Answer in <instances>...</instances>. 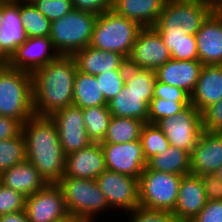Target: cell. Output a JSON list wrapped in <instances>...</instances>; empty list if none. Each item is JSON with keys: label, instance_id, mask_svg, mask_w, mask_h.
Returning a JSON list of instances; mask_svg holds the SVG:
<instances>
[{"label": "cell", "instance_id": "cell-1", "mask_svg": "<svg viewBox=\"0 0 222 222\" xmlns=\"http://www.w3.org/2000/svg\"><path fill=\"white\" fill-rule=\"evenodd\" d=\"M76 72L74 58L59 55L32 73L35 116H50L61 108L73 105Z\"/></svg>", "mask_w": 222, "mask_h": 222}, {"label": "cell", "instance_id": "cell-2", "mask_svg": "<svg viewBox=\"0 0 222 222\" xmlns=\"http://www.w3.org/2000/svg\"><path fill=\"white\" fill-rule=\"evenodd\" d=\"M26 159L47 183H57L65 174L66 155L55 123L49 116H33L22 125Z\"/></svg>", "mask_w": 222, "mask_h": 222}, {"label": "cell", "instance_id": "cell-3", "mask_svg": "<svg viewBox=\"0 0 222 222\" xmlns=\"http://www.w3.org/2000/svg\"><path fill=\"white\" fill-rule=\"evenodd\" d=\"M34 115L32 73L9 66L0 69V116L24 124Z\"/></svg>", "mask_w": 222, "mask_h": 222}, {"label": "cell", "instance_id": "cell-4", "mask_svg": "<svg viewBox=\"0 0 222 222\" xmlns=\"http://www.w3.org/2000/svg\"><path fill=\"white\" fill-rule=\"evenodd\" d=\"M141 29L135 21L110 9L98 15L90 46L102 51L119 53L127 59Z\"/></svg>", "mask_w": 222, "mask_h": 222}, {"label": "cell", "instance_id": "cell-5", "mask_svg": "<svg viewBox=\"0 0 222 222\" xmlns=\"http://www.w3.org/2000/svg\"><path fill=\"white\" fill-rule=\"evenodd\" d=\"M97 15L73 9L58 20L51 22L49 37L54 50L63 56L90 45Z\"/></svg>", "mask_w": 222, "mask_h": 222}, {"label": "cell", "instance_id": "cell-6", "mask_svg": "<svg viewBox=\"0 0 222 222\" xmlns=\"http://www.w3.org/2000/svg\"><path fill=\"white\" fill-rule=\"evenodd\" d=\"M57 185L62 190L69 214L83 216L94 222L97 213L110 211L105 195L95 179L62 177Z\"/></svg>", "mask_w": 222, "mask_h": 222}, {"label": "cell", "instance_id": "cell-7", "mask_svg": "<svg viewBox=\"0 0 222 222\" xmlns=\"http://www.w3.org/2000/svg\"><path fill=\"white\" fill-rule=\"evenodd\" d=\"M182 175L150 170L139 177V206L150 210L173 211Z\"/></svg>", "mask_w": 222, "mask_h": 222}, {"label": "cell", "instance_id": "cell-8", "mask_svg": "<svg viewBox=\"0 0 222 222\" xmlns=\"http://www.w3.org/2000/svg\"><path fill=\"white\" fill-rule=\"evenodd\" d=\"M212 12L208 0H167L153 27H179L195 35Z\"/></svg>", "mask_w": 222, "mask_h": 222}, {"label": "cell", "instance_id": "cell-9", "mask_svg": "<svg viewBox=\"0 0 222 222\" xmlns=\"http://www.w3.org/2000/svg\"><path fill=\"white\" fill-rule=\"evenodd\" d=\"M171 146L192 153L203 131L201 112L192 104L156 124Z\"/></svg>", "mask_w": 222, "mask_h": 222}, {"label": "cell", "instance_id": "cell-10", "mask_svg": "<svg viewBox=\"0 0 222 222\" xmlns=\"http://www.w3.org/2000/svg\"><path fill=\"white\" fill-rule=\"evenodd\" d=\"M95 180L110 208H121L128 214L139 207L138 178L106 169Z\"/></svg>", "mask_w": 222, "mask_h": 222}, {"label": "cell", "instance_id": "cell-11", "mask_svg": "<svg viewBox=\"0 0 222 222\" xmlns=\"http://www.w3.org/2000/svg\"><path fill=\"white\" fill-rule=\"evenodd\" d=\"M55 123L65 155L87 148L93 142L86 132L82 109L74 105L55 111L49 116Z\"/></svg>", "mask_w": 222, "mask_h": 222}, {"label": "cell", "instance_id": "cell-12", "mask_svg": "<svg viewBox=\"0 0 222 222\" xmlns=\"http://www.w3.org/2000/svg\"><path fill=\"white\" fill-rule=\"evenodd\" d=\"M171 52L153 27L142 28L127 58L129 67L156 71L171 59Z\"/></svg>", "mask_w": 222, "mask_h": 222}, {"label": "cell", "instance_id": "cell-13", "mask_svg": "<svg viewBox=\"0 0 222 222\" xmlns=\"http://www.w3.org/2000/svg\"><path fill=\"white\" fill-rule=\"evenodd\" d=\"M29 222H56L68 214L61 188L48 183L42 190L26 197Z\"/></svg>", "mask_w": 222, "mask_h": 222}, {"label": "cell", "instance_id": "cell-14", "mask_svg": "<svg viewBox=\"0 0 222 222\" xmlns=\"http://www.w3.org/2000/svg\"><path fill=\"white\" fill-rule=\"evenodd\" d=\"M106 169L138 178L147 166L140 140L122 144L101 143Z\"/></svg>", "mask_w": 222, "mask_h": 222}, {"label": "cell", "instance_id": "cell-15", "mask_svg": "<svg viewBox=\"0 0 222 222\" xmlns=\"http://www.w3.org/2000/svg\"><path fill=\"white\" fill-rule=\"evenodd\" d=\"M58 56L50 37H27L8 60V66L33 73L38 68L54 61Z\"/></svg>", "mask_w": 222, "mask_h": 222}, {"label": "cell", "instance_id": "cell-16", "mask_svg": "<svg viewBox=\"0 0 222 222\" xmlns=\"http://www.w3.org/2000/svg\"><path fill=\"white\" fill-rule=\"evenodd\" d=\"M222 165V132L203 130L191 153L190 174H216Z\"/></svg>", "mask_w": 222, "mask_h": 222}, {"label": "cell", "instance_id": "cell-17", "mask_svg": "<svg viewBox=\"0 0 222 222\" xmlns=\"http://www.w3.org/2000/svg\"><path fill=\"white\" fill-rule=\"evenodd\" d=\"M198 60L203 65H222V13L212 12L195 34Z\"/></svg>", "mask_w": 222, "mask_h": 222}, {"label": "cell", "instance_id": "cell-18", "mask_svg": "<svg viewBox=\"0 0 222 222\" xmlns=\"http://www.w3.org/2000/svg\"><path fill=\"white\" fill-rule=\"evenodd\" d=\"M106 170L105 155L101 143L66 155L63 177L96 179Z\"/></svg>", "mask_w": 222, "mask_h": 222}, {"label": "cell", "instance_id": "cell-19", "mask_svg": "<svg viewBox=\"0 0 222 222\" xmlns=\"http://www.w3.org/2000/svg\"><path fill=\"white\" fill-rule=\"evenodd\" d=\"M204 185L200 176L185 175L180 182L177 203L172 213L176 220L191 221L206 205Z\"/></svg>", "mask_w": 222, "mask_h": 222}, {"label": "cell", "instance_id": "cell-20", "mask_svg": "<svg viewBox=\"0 0 222 222\" xmlns=\"http://www.w3.org/2000/svg\"><path fill=\"white\" fill-rule=\"evenodd\" d=\"M203 66L199 60L181 61L171 58L160 66L155 73L158 81L179 87L191 95Z\"/></svg>", "mask_w": 222, "mask_h": 222}, {"label": "cell", "instance_id": "cell-21", "mask_svg": "<svg viewBox=\"0 0 222 222\" xmlns=\"http://www.w3.org/2000/svg\"><path fill=\"white\" fill-rule=\"evenodd\" d=\"M72 57L76 61L77 70L96 76L112 70H127V59L113 51H102L90 45L76 51Z\"/></svg>", "mask_w": 222, "mask_h": 222}, {"label": "cell", "instance_id": "cell-22", "mask_svg": "<svg viewBox=\"0 0 222 222\" xmlns=\"http://www.w3.org/2000/svg\"><path fill=\"white\" fill-rule=\"evenodd\" d=\"M27 39L20 15V3H2L0 52L9 60L17 47Z\"/></svg>", "mask_w": 222, "mask_h": 222}, {"label": "cell", "instance_id": "cell-23", "mask_svg": "<svg viewBox=\"0 0 222 222\" xmlns=\"http://www.w3.org/2000/svg\"><path fill=\"white\" fill-rule=\"evenodd\" d=\"M190 100L200 112L222 100V65L203 66Z\"/></svg>", "mask_w": 222, "mask_h": 222}, {"label": "cell", "instance_id": "cell-24", "mask_svg": "<svg viewBox=\"0 0 222 222\" xmlns=\"http://www.w3.org/2000/svg\"><path fill=\"white\" fill-rule=\"evenodd\" d=\"M0 183L25 197L42 190L48 184L27 159L3 171L0 174Z\"/></svg>", "mask_w": 222, "mask_h": 222}, {"label": "cell", "instance_id": "cell-25", "mask_svg": "<svg viewBox=\"0 0 222 222\" xmlns=\"http://www.w3.org/2000/svg\"><path fill=\"white\" fill-rule=\"evenodd\" d=\"M152 99L153 92L129 91L124 85L123 90L107 106L112 116L129 117L148 123V109Z\"/></svg>", "mask_w": 222, "mask_h": 222}, {"label": "cell", "instance_id": "cell-26", "mask_svg": "<svg viewBox=\"0 0 222 222\" xmlns=\"http://www.w3.org/2000/svg\"><path fill=\"white\" fill-rule=\"evenodd\" d=\"M167 0H112L116 14L138 23L142 28L153 27Z\"/></svg>", "mask_w": 222, "mask_h": 222}, {"label": "cell", "instance_id": "cell-27", "mask_svg": "<svg viewBox=\"0 0 222 222\" xmlns=\"http://www.w3.org/2000/svg\"><path fill=\"white\" fill-rule=\"evenodd\" d=\"M176 60H198L195 35H187L183 28L153 27Z\"/></svg>", "mask_w": 222, "mask_h": 222}, {"label": "cell", "instance_id": "cell-28", "mask_svg": "<svg viewBox=\"0 0 222 222\" xmlns=\"http://www.w3.org/2000/svg\"><path fill=\"white\" fill-rule=\"evenodd\" d=\"M147 167L153 171L189 175L191 153L170 145L165 151L151 157L147 161Z\"/></svg>", "mask_w": 222, "mask_h": 222}, {"label": "cell", "instance_id": "cell-29", "mask_svg": "<svg viewBox=\"0 0 222 222\" xmlns=\"http://www.w3.org/2000/svg\"><path fill=\"white\" fill-rule=\"evenodd\" d=\"M107 104L96 77L77 70L74 78L73 105L85 109Z\"/></svg>", "mask_w": 222, "mask_h": 222}, {"label": "cell", "instance_id": "cell-30", "mask_svg": "<svg viewBox=\"0 0 222 222\" xmlns=\"http://www.w3.org/2000/svg\"><path fill=\"white\" fill-rule=\"evenodd\" d=\"M144 124L138 119L112 116L102 143L122 144L140 140Z\"/></svg>", "mask_w": 222, "mask_h": 222}, {"label": "cell", "instance_id": "cell-31", "mask_svg": "<svg viewBox=\"0 0 222 222\" xmlns=\"http://www.w3.org/2000/svg\"><path fill=\"white\" fill-rule=\"evenodd\" d=\"M86 132L93 143H102L112 114L108 106L88 107L82 109Z\"/></svg>", "mask_w": 222, "mask_h": 222}, {"label": "cell", "instance_id": "cell-32", "mask_svg": "<svg viewBox=\"0 0 222 222\" xmlns=\"http://www.w3.org/2000/svg\"><path fill=\"white\" fill-rule=\"evenodd\" d=\"M20 15L27 37H49L51 21L34 4L20 3Z\"/></svg>", "mask_w": 222, "mask_h": 222}, {"label": "cell", "instance_id": "cell-33", "mask_svg": "<svg viewBox=\"0 0 222 222\" xmlns=\"http://www.w3.org/2000/svg\"><path fill=\"white\" fill-rule=\"evenodd\" d=\"M26 159L23 133L15 138L0 140V174Z\"/></svg>", "mask_w": 222, "mask_h": 222}, {"label": "cell", "instance_id": "cell-34", "mask_svg": "<svg viewBox=\"0 0 222 222\" xmlns=\"http://www.w3.org/2000/svg\"><path fill=\"white\" fill-rule=\"evenodd\" d=\"M140 141L147 161L170 146L161 129L153 123H145L143 125Z\"/></svg>", "mask_w": 222, "mask_h": 222}, {"label": "cell", "instance_id": "cell-35", "mask_svg": "<svg viewBox=\"0 0 222 222\" xmlns=\"http://www.w3.org/2000/svg\"><path fill=\"white\" fill-rule=\"evenodd\" d=\"M157 81L154 70L129 67L127 65L125 86L129 91L153 92Z\"/></svg>", "mask_w": 222, "mask_h": 222}, {"label": "cell", "instance_id": "cell-36", "mask_svg": "<svg viewBox=\"0 0 222 222\" xmlns=\"http://www.w3.org/2000/svg\"><path fill=\"white\" fill-rule=\"evenodd\" d=\"M191 102H175L162 98L152 99L148 109V123L157 124L160 120L176 115Z\"/></svg>", "mask_w": 222, "mask_h": 222}, {"label": "cell", "instance_id": "cell-37", "mask_svg": "<svg viewBox=\"0 0 222 222\" xmlns=\"http://www.w3.org/2000/svg\"><path fill=\"white\" fill-rule=\"evenodd\" d=\"M126 70H112L96 75L100 90L107 102L114 98L125 85Z\"/></svg>", "mask_w": 222, "mask_h": 222}, {"label": "cell", "instance_id": "cell-38", "mask_svg": "<svg viewBox=\"0 0 222 222\" xmlns=\"http://www.w3.org/2000/svg\"><path fill=\"white\" fill-rule=\"evenodd\" d=\"M34 5L51 22L74 9L72 0H37Z\"/></svg>", "mask_w": 222, "mask_h": 222}, {"label": "cell", "instance_id": "cell-39", "mask_svg": "<svg viewBox=\"0 0 222 222\" xmlns=\"http://www.w3.org/2000/svg\"><path fill=\"white\" fill-rule=\"evenodd\" d=\"M26 197L0 183V215L25 210Z\"/></svg>", "mask_w": 222, "mask_h": 222}, {"label": "cell", "instance_id": "cell-40", "mask_svg": "<svg viewBox=\"0 0 222 222\" xmlns=\"http://www.w3.org/2000/svg\"><path fill=\"white\" fill-rule=\"evenodd\" d=\"M130 222H174L175 216L171 211L150 210L143 207H137L129 212Z\"/></svg>", "mask_w": 222, "mask_h": 222}, {"label": "cell", "instance_id": "cell-41", "mask_svg": "<svg viewBox=\"0 0 222 222\" xmlns=\"http://www.w3.org/2000/svg\"><path fill=\"white\" fill-rule=\"evenodd\" d=\"M203 130L222 132V100L201 112Z\"/></svg>", "mask_w": 222, "mask_h": 222}, {"label": "cell", "instance_id": "cell-42", "mask_svg": "<svg viewBox=\"0 0 222 222\" xmlns=\"http://www.w3.org/2000/svg\"><path fill=\"white\" fill-rule=\"evenodd\" d=\"M174 100L175 102H191L190 95L179 87L156 81L153 91V99Z\"/></svg>", "mask_w": 222, "mask_h": 222}, {"label": "cell", "instance_id": "cell-43", "mask_svg": "<svg viewBox=\"0 0 222 222\" xmlns=\"http://www.w3.org/2000/svg\"><path fill=\"white\" fill-rule=\"evenodd\" d=\"M190 222H222V200H207Z\"/></svg>", "mask_w": 222, "mask_h": 222}, {"label": "cell", "instance_id": "cell-44", "mask_svg": "<svg viewBox=\"0 0 222 222\" xmlns=\"http://www.w3.org/2000/svg\"><path fill=\"white\" fill-rule=\"evenodd\" d=\"M76 10L91 12L97 16L110 10L112 0H72Z\"/></svg>", "mask_w": 222, "mask_h": 222}, {"label": "cell", "instance_id": "cell-45", "mask_svg": "<svg viewBox=\"0 0 222 222\" xmlns=\"http://www.w3.org/2000/svg\"><path fill=\"white\" fill-rule=\"evenodd\" d=\"M207 200H222V183L216 174L201 175Z\"/></svg>", "mask_w": 222, "mask_h": 222}, {"label": "cell", "instance_id": "cell-46", "mask_svg": "<svg viewBox=\"0 0 222 222\" xmlns=\"http://www.w3.org/2000/svg\"><path fill=\"white\" fill-rule=\"evenodd\" d=\"M22 125L18 119L0 116V140L19 136L22 133Z\"/></svg>", "mask_w": 222, "mask_h": 222}, {"label": "cell", "instance_id": "cell-47", "mask_svg": "<svg viewBox=\"0 0 222 222\" xmlns=\"http://www.w3.org/2000/svg\"><path fill=\"white\" fill-rule=\"evenodd\" d=\"M0 222H29L25 210L0 215Z\"/></svg>", "mask_w": 222, "mask_h": 222}, {"label": "cell", "instance_id": "cell-48", "mask_svg": "<svg viewBox=\"0 0 222 222\" xmlns=\"http://www.w3.org/2000/svg\"><path fill=\"white\" fill-rule=\"evenodd\" d=\"M56 222H92V221L89 218L68 213L65 217L61 218Z\"/></svg>", "mask_w": 222, "mask_h": 222}, {"label": "cell", "instance_id": "cell-49", "mask_svg": "<svg viewBox=\"0 0 222 222\" xmlns=\"http://www.w3.org/2000/svg\"><path fill=\"white\" fill-rule=\"evenodd\" d=\"M212 11L217 13H222V0H208Z\"/></svg>", "mask_w": 222, "mask_h": 222}, {"label": "cell", "instance_id": "cell-50", "mask_svg": "<svg viewBox=\"0 0 222 222\" xmlns=\"http://www.w3.org/2000/svg\"><path fill=\"white\" fill-rule=\"evenodd\" d=\"M8 66V60L0 52V69H3Z\"/></svg>", "mask_w": 222, "mask_h": 222}, {"label": "cell", "instance_id": "cell-51", "mask_svg": "<svg viewBox=\"0 0 222 222\" xmlns=\"http://www.w3.org/2000/svg\"><path fill=\"white\" fill-rule=\"evenodd\" d=\"M37 0H15L17 3L34 4Z\"/></svg>", "mask_w": 222, "mask_h": 222}, {"label": "cell", "instance_id": "cell-52", "mask_svg": "<svg viewBox=\"0 0 222 222\" xmlns=\"http://www.w3.org/2000/svg\"><path fill=\"white\" fill-rule=\"evenodd\" d=\"M217 178L220 180V182L222 183V165L220 166V168L218 169V171L216 172Z\"/></svg>", "mask_w": 222, "mask_h": 222}, {"label": "cell", "instance_id": "cell-53", "mask_svg": "<svg viewBox=\"0 0 222 222\" xmlns=\"http://www.w3.org/2000/svg\"><path fill=\"white\" fill-rule=\"evenodd\" d=\"M15 2V0H0V3H10Z\"/></svg>", "mask_w": 222, "mask_h": 222}, {"label": "cell", "instance_id": "cell-54", "mask_svg": "<svg viewBox=\"0 0 222 222\" xmlns=\"http://www.w3.org/2000/svg\"><path fill=\"white\" fill-rule=\"evenodd\" d=\"M1 19H2V3H0V25H1Z\"/></svg>", "mask_w": 222, "mask_h": 222}, {"label": "cell", "instance_id": "cell-55", "mask_svg": "<svg viewBox=\"0 0 222 222\" xmlns=\"http://www.w3.org/2000/svg\"><path fill=\"white\" fill-rule=\"evenodd\" d=\"M174 222H190V221H179V220H175Z\"/></svg>", "mask_w": 222, "mask_h": 222}]
</instances>
